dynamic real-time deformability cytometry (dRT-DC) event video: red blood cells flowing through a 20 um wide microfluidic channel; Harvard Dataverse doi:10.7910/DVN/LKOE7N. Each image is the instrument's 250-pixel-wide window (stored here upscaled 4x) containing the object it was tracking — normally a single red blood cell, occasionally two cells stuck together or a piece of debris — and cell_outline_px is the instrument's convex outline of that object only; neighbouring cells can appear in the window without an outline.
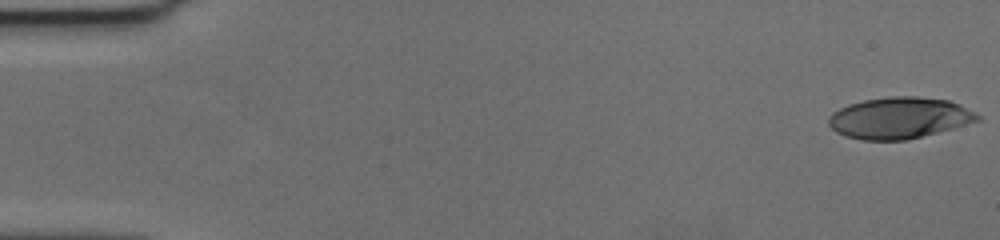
{"species": "human", "species_latin": "Homo sapiens", "temperature_condition": "cold", "stored_images_in_passage": 58, "camera_frame_rate_fps": 3000, "um_per_image_px": 0.085, "donor": {"sex": "female"}, "frame": {"image": 1, "passage_image": 1, "time_ms": 0.0, "image_size_px": [1000, 240], "cell_outline_px": [[980, 120], [952, 128], [904, 140], [864, 140], [844, 136], [836, 132], [828, 124], [828, 116], [832, 112], [848, 104], [864, 100], [892, 96], [916, 96], [948, 100], [976, 112], [980, 116]], "centroid_in_image_um": [76.4, 10.02], "position_along_channel_um": 8.6, "area_um2": 35.66}}
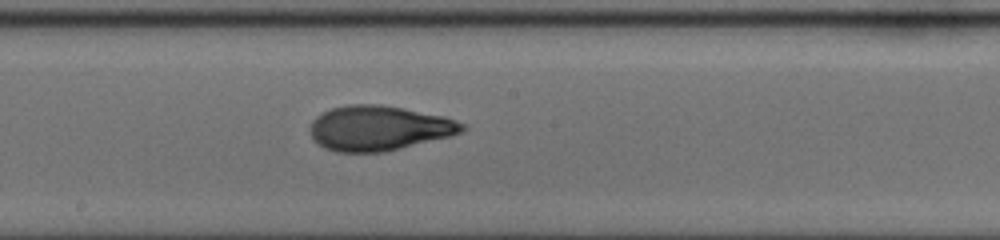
{"frame": {"image": 2, "passage_image": 32, "time_ms": 10.333, "image_size_px": [1000, 240], "cell_outline_px": [[468, 128], [464, 132], [384, 152], [336, 152], [324, 148], [316, 144], [312, 140], [312, 120], [316, 116], [332, 108], [348, 104], [380, 104], [404, 108], [444, 116], [456, 120], [464, 124]], "centroid_in_image_um": [32.2, 10.89], "position_along_channel_um": 216.0, "area_um2": 39.77}}
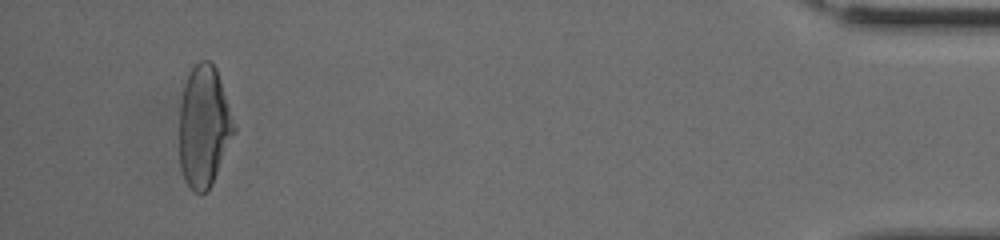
{"frame": {"image": 3, "passage_image": 55, "time_ms": 18.0, "image_size_px": [1000, 240], "cell_outline_px": [[236, 132], [212, 184], [204, 192], [192, 192], [184, 180], [180, 168], [180, 100], [184, 84], [188, 72], [200, 60], [208, 60], [216, 68], [236, 124]], "centroid_in_image_um": [17.34, 10.75], "position_along_channel_um": 417.9, "area_um2": 39.02}, "authors_computed_cell_mechanics": {"area_um2": 38.148, "velocity_mm_per_s": 3.5788, "shape_relaxation_time_tau1_ms": 6.0723, "shape_relaxation_time_tau2_ms": 2.0036, "deformation_change_tau1": 0.2434, "deformation_change_tau2": 0.0766}}